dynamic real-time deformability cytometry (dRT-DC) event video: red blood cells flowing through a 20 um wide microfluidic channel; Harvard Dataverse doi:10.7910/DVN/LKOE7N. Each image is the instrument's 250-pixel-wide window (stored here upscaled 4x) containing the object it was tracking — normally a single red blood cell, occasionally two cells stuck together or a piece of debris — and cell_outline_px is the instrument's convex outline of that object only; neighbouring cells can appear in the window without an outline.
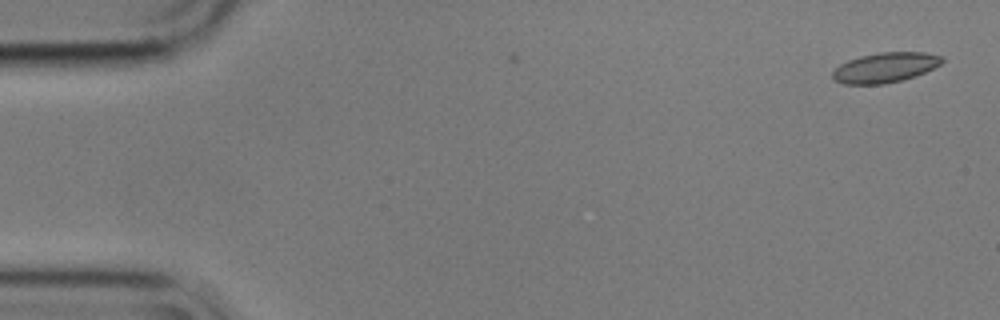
{"species": "common noctule bat (a hibernating species)", "species_latin": "Nyctalus noctula", "temperature_condition": "cold", "stored_images_in_passage": 55, "camera_frame_rate_fps": 3000, "um_per_image_px": 0.085, "animal": {"sex": "male", "body_mass_g": 17.9}, "frame": {"image": 1, "passage_image": 1, "time_ms": 0.0, "image_size_px": [1000, 320], "cell_outline_px": [[944, 60], [940, 64], [916, 76], [904, 80], [884, 84], [844, 84], [832, 80], [832, 72], [840, 64], [848, 60], [860, 56], [880, 52], [924, 52], [944, 56]], "centroid_in_image_um": [75.23, 5.74], "position_along_channel_um": 9.8, "area_um2": 19.25}}
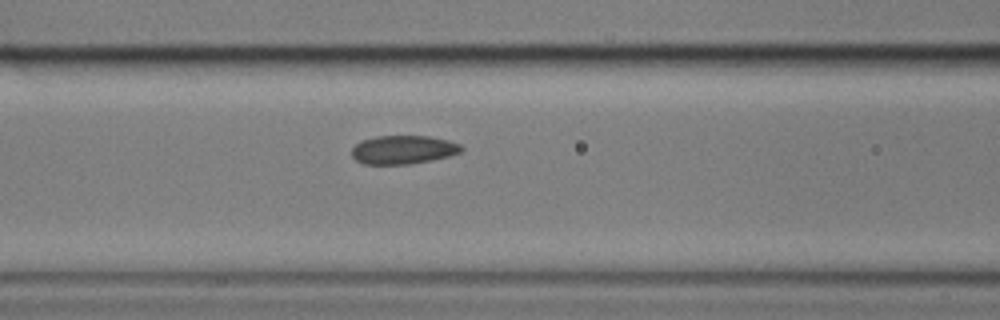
{"frame": {"image": 2, "passage_image": 22, "time_ms": 7.0, "image_size_px": [1000, 320], "cell_outline_px": [[464, 148], [460, 152], [448, 156], [432, 160], [408, 164], [364, 164], [356, 160], [352, 156], [352, 148], [360, 140], [376, 136], [428, 136], [448, 140], [460, 144]], "centroid_in_image_um": [34.26, 12.72], "position_along_channel_um": 132.3, "area_um2": 18.26}}
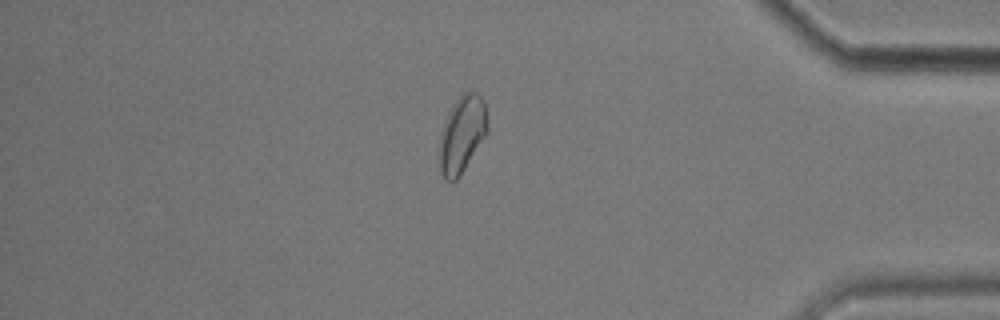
{"frame": {"image": 3, "passage_image": 47, "time_ms": 15.333, "image_size_px": [1000, 320], "cell_outline_px": [[488, 132], [460, 176], [456, 180], [448, 180], [440, 172], [436, 152], [440, 132], [448, 112], [452, 104], [464, 92], [472, 88], [480, 96], [484, 104], [488, 124]], "centroid_in_image_um": [39.23, 11.41], "position_along_channel_um": 396.0, "area_um2": 22.08}, "authors_computed_cell_mechanics": {"area_um2": 18.9584, "velocity_mm_per_s": 3.5324, "shape_relaxation_time_tau1_ms": 5.0816, "shape_relaxation_time_tau2_ms": 3.0731, "deformation_change_tau1": 0.0818, "deformation_change_tau2": 0.0817}}